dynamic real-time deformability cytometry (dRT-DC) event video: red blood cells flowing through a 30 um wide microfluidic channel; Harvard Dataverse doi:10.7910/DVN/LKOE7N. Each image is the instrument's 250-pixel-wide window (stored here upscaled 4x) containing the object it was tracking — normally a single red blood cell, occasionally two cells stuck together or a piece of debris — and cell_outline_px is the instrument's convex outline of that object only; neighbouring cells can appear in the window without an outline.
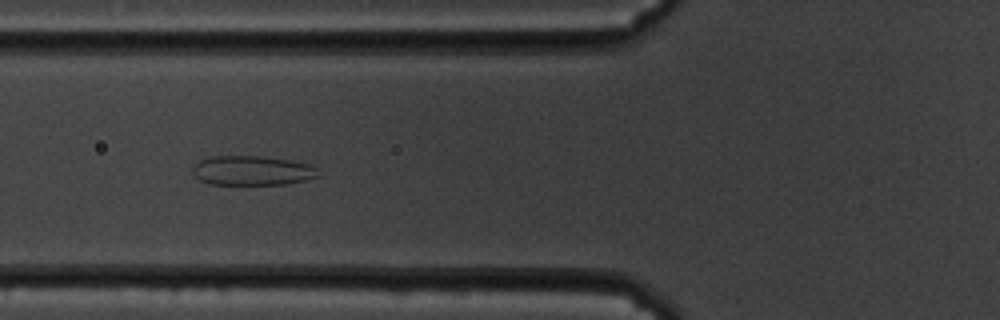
{"species": "common noctule bat (a hibernating species)", "species_latin": "Nyctalus noctula", "temperature_condition": "cold", "stored_images_in_passage": 15, "camera_frame_rate_fps": 3000, "um_per_image_px": 0.085, "animal": {"sex": "male", "body_mass_g": 19.5, "forearm_length_mm": 54.6}, "frame": {"image": 1, "passage_image": 9, "time_ms": 2.667, "image_size_px": [1000, 320], "cell_outline_px": [[320, 176], [304, 180], [284, 184], [212, 184], [200, 180], [192, 172], [192, 168], [200, 160], [208, 156], [260, 156], [288, 160], [308, 164], [316, 168]], "centroid_in_image_um": [21.41, 14.49], "position_along_channel_um": 104.4, "area_um2": 21.39}}